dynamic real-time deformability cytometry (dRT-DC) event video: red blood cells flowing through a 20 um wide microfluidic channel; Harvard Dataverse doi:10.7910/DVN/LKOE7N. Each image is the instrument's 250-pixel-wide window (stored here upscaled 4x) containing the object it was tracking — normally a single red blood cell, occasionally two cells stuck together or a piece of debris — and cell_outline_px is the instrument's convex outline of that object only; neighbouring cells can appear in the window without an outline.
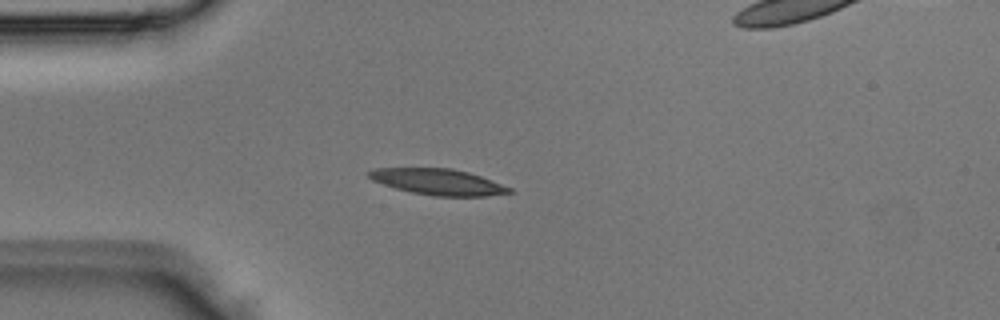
{"species": "Egyptian fruit bat (a non-hibernating species)", "species_latin": "Rousettus aegyptiacus", "temperature_condition": "room temperature", "stored_images_in_passage": 5, "segment_of_instrument_passage": [1, 2], "camera_frame_rate_fps": 3000, "um_per_image_px": 0.085, "animal": {"sex": "male"}, "frame": {"image": 1, "passage_image": 4, "time_ms": 1.0, "image_size_px": [1000, 320], "cell_outline_px": [[512, 192], [488, 196], [432, 196], [412, 192], [396, 188], [372, 180], [368, 176], [368, 172], [376, 168], [452, 168], [468, 172], [480, 176], [512, 188]], "centroid_in_image_um": [37.24, 15.46], "position_along_channel_um": 47.8, "area_um2": 21.1}}